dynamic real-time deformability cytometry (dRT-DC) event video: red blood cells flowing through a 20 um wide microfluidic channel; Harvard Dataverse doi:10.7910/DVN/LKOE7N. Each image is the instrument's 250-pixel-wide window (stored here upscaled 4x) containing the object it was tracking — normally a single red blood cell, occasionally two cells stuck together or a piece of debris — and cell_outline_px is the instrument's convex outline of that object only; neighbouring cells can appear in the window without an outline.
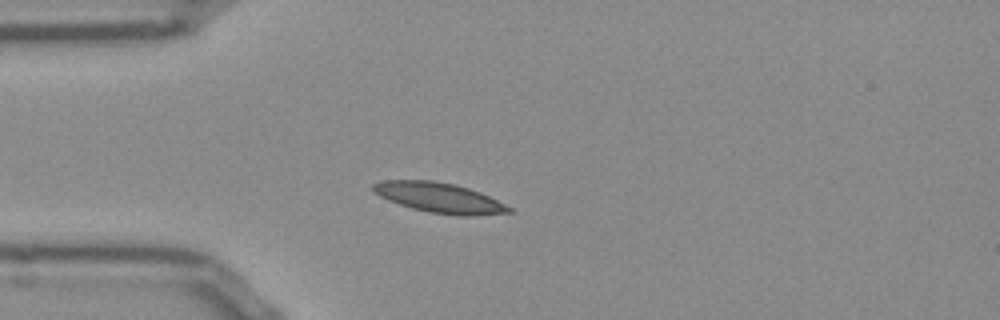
{"species": "Egyptian fruit bat (a non-hibernating species)", "species_latin": "Rousettus aegyptiacus", "temperature_condition": "room temperature", "stored_images_in_passage": 40, "camera_frame_rate_fps": 3000, "um_per_image_px": 0.085, "frame": {"image": 1, "passage_image": 1, "time_ms": 0.0, "image_size_px": [1000, 320], "cell_outline_px": [[512, 212], [476, 216], [460, 216], [428, 212], [412, 208], [388, 200], [372, 192], [372, 184], [384, 180], [432, 180], [452, 184], [468, 188], [480, 192], [512, 208]], "centroid_in_image_um": [37.33, 16.81], "position_along_channel_um": 47.7, "area_um2": 23.7}}
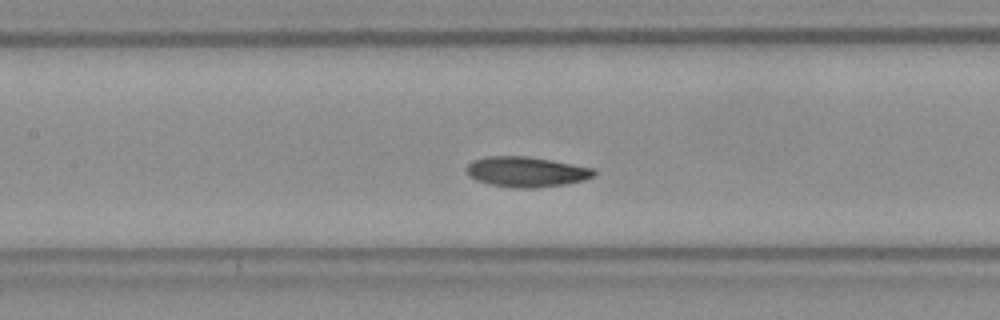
{"frame": {"image": 2, "passage_image": 11, "time_ms": 3.333, "image_size_px": [1000, 320], "cell_outline_px": [[596, 172], [592, 176], [584, 180], [564, 184], [536, 188], [516, 188], [488, 184], [476, 180], [468, 176], [464, 168], [472, 160], [488, 156], [528, 156], [552, 160], [596, 168]], "centroid_in_image_um": [44.71, 14.6], "position_along_channel_um": 162.7, "area_um2": 22.72}}
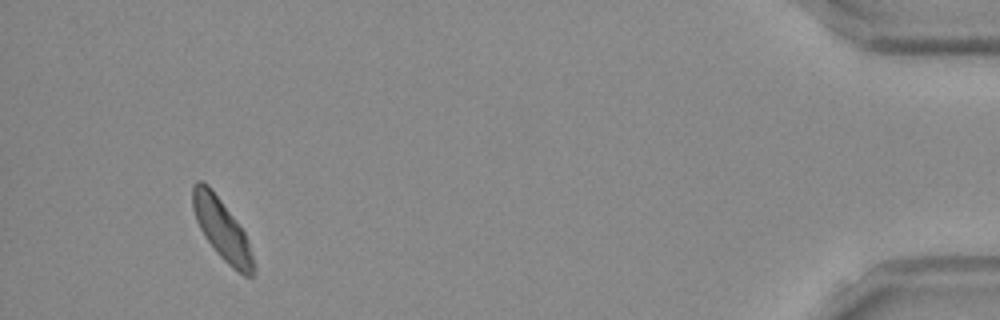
{"frame": {"image": 3, "passage_image": 37, "time_ms": 12.0, "image_size_px": [1000, 320], "cell_outline_px": [[256, 268], [252, 276], [244, 276], [232, 268], [216, 252], [204, 236], [196, 220], [192, 208], [192, 184], [196, 180], [204, 180], [208, 184], [244, 232]], "centroid_in_image_um": [18.82, 19.48], "position_along_channel_um": 416.4, "area_um2": 21.27}, "authors_computed_cell_mechanics": {"area_um2": 21.7617, "velocity_mm_per_s": 3.7984, "shape_relaxation_time_tau1_ms": 3.2008, "shape_relaxation_time_tau2_ms": 5.2164, "deformation_change_tau1": 0.0918, "deformation_change_tau2": 0.0936}}